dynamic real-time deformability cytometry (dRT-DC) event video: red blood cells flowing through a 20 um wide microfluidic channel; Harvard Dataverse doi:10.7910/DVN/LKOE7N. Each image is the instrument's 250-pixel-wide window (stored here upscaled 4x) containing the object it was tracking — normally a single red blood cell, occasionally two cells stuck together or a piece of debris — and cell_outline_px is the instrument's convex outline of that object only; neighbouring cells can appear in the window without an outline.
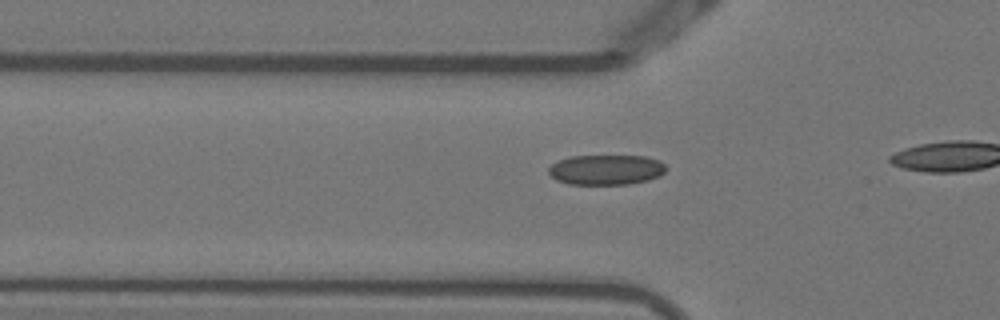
{"species": "Egyptian fruit bat (a non-hibernating species)", "species_latin": "Rousettus aegyptiacus", "temperature_condition": "warm", "stored_images_in_passage": 19, "camera_frame_rate_fps": 3000, "um_per_image_px": 0.085, "animal": {"sex": "female"}, "frame": {"image": 1, "passage_image": 14, "time_ms": 4.333, "image_size_px": [1000, 320], "cell_outline_px": [[668, 168], [660, 176], [648, 180], [628, 184], [568, 184], [556, 180], [548, 172], [548, 168], [552, 164], [560, 160], [572, 156], [644, 156], [660, 160]], "centroid_in_image_um": [51.54, 14.43], "position_along_channel_um": 74.3, "area_um2": 20.63}}